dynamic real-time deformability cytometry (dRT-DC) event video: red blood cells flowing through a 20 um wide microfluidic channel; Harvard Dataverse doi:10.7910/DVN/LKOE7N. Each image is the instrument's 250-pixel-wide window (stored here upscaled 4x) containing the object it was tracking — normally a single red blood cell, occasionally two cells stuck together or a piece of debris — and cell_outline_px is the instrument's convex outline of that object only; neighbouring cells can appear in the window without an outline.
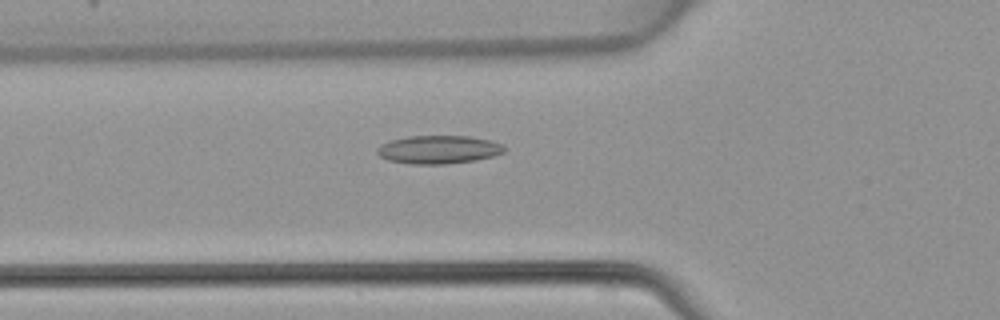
{"species": "common noctule bat (a hibernating species)", "species_latin": "Nyctalus noctula", "temperature_condition": "warm", "stored_images_in_passage": 48, "camera_frame_rate_fps": 3000, "um_per_image_px": 0.085, "animal": {"sex": "female", "body_mass_g": 22.7, "forearm_length_mm": 54.2}, "frame": {"image": 1, "passage_image": 17, "time_ms": 5.333, "image_size_px": [1000, 320], "cell_outline_px": [[508, 148], [504, 152], [492, 156], [476, 160], [444, 164], [412, 164], [388, 160], [380, 156], [376, 152], [376, 148], [380, 144], [392, 140], [408, 136], [468, 136], [488, 140], [504, 144]], "centroid_in_image_um": [37.29, 12.71], "position_along_channel_um": 88.5, "area_um2": 20.98}}
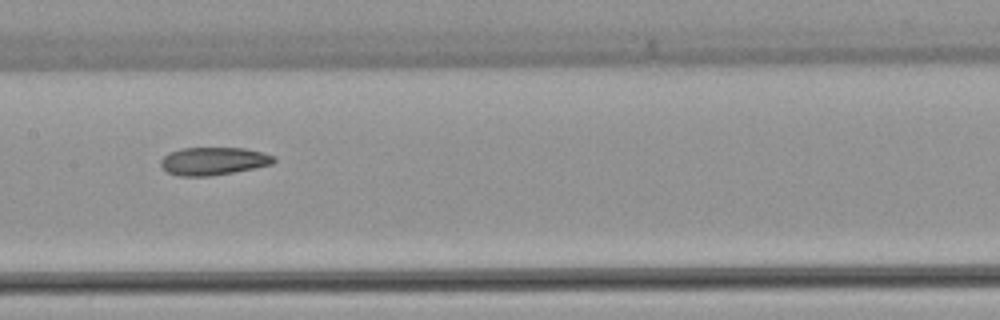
{"frame": {"image": 2, "passage_image": 24, "time_ms": 7.667, "image_size_px": [1000, 320], "cell_outline_px": [[276, 160], [272, 164], [232, 172], [208, 176], [176, 176], [168, 172], [160, 164], [160, 160], [168, 152], [184, 148], [244, 148], [260, 152], [272, 156]], "centroid_in_image_um": [18.08, 13.69], "position_along_channel_um": 189.3, "area_um2": 18.09}}
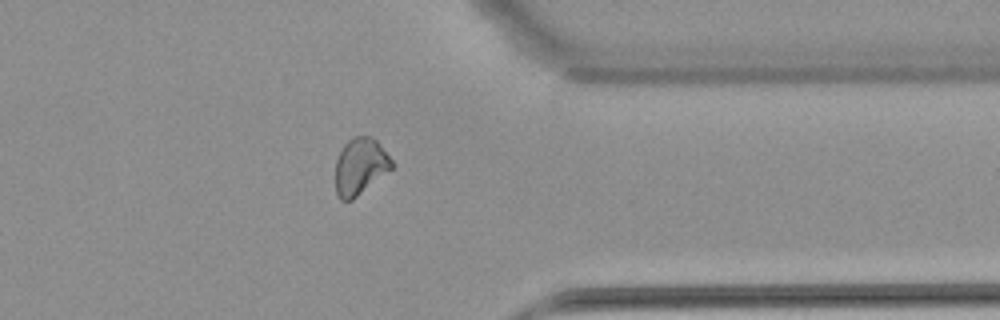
{"frame": {"image": 3, "passage_image": 38, "time_ms": 12.333, "image_size_px": [1000, 320], "cell_outline_px": [[396, 164], [392, 168], [352, 200], [340, 200], [336, 192], [336, 160], [344, 144], [352, 136], [372, 136], [376, 140]], "centroid_in_image_um": [30.62, 14.12], "position_along_channel_um": 380.8, "area_um2": 18.5}}